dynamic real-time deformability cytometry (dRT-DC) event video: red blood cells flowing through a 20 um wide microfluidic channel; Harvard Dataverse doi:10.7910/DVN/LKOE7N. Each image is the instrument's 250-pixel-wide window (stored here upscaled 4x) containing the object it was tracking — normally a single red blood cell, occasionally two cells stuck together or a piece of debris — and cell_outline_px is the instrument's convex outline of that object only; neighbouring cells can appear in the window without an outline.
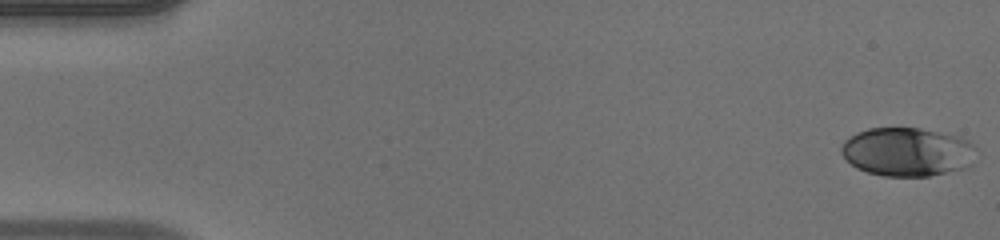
{"species": "human", "species_latin": "Homo sapiens", "temperature_condition": "warm", "stored_images_in_passage": 49, "camera_frame_rate_fps": 3000, "um_per_image_px": 0.085, "donor": {"sex": "male"}, "frame": {"image": 1, "passage_image": 1, "time_ms": 0.0, "image_size_px": [1000, 240], "cell_outline_px": [[976, 148], [972, 164], [964, 168], [928, 176], [884, 176], [868, 172], [856, 168], [840, 152], [840, 148], [844, 140], [856, 132], [868, 128], [920, 128], [960, 136], [968, 140]], "centroid_in_image_um": [77.11, 12.9], "position_along_channel_um": 7.9, "area_um2": 38.38}}
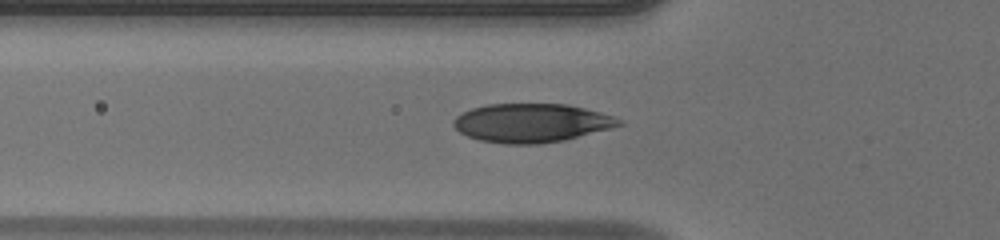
{"frame": {"image": 2, "passage_image": 17, "time_ms": 5.333, "image_size_px": [1000, 240], "cell_outline_px": [[624, 124], [612, 128], [564, 140], [540, 144], [504, 144], [480, 140], [468, 136], [460, 132], [452, 124], [452, 120], [456, 116], [472, 108], [488, 104], [568, 104], [600, 112], [612, 116], [620, 120]], "centroid_in_image_um": [45.17, 10.45], "position_along_channel_um": 80.6, "area_um2": 37.28}}
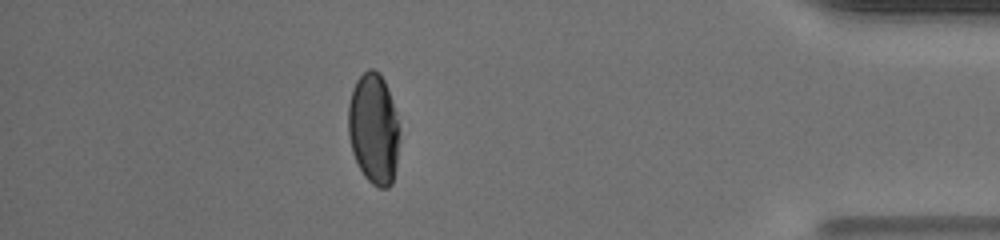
{"frame": {"image": 3, "passage_image": 43, "time_ms": 14.0, "image_size_px": [1000, 240], "cell_outline_px": [[400, 140], [396, 164], [392, 184], [388, 188], [380, 188], [372, 184], [364, 176], [352, 152], [348, 136], [348, 104], [352, 88], [356, 80], [368, 68], [372, 68], [380, 72], [384, 80], [400, 128]], "centroid_in_image_um": [31.75, 10.95], "position_along_channel_um": 403.4, "area_um2": 33.35}, "authors_computed_cell_mechanics": {"area_um2": 36.1828, "velocity_mm_per_s": 4.2113, "shape_relaxation_time_tau1_ms": 5.486, "shape_relaxation_time_tau2_ms": null, "deformation_change_tau1": 0.204, "deformation_change_tau2": null}}